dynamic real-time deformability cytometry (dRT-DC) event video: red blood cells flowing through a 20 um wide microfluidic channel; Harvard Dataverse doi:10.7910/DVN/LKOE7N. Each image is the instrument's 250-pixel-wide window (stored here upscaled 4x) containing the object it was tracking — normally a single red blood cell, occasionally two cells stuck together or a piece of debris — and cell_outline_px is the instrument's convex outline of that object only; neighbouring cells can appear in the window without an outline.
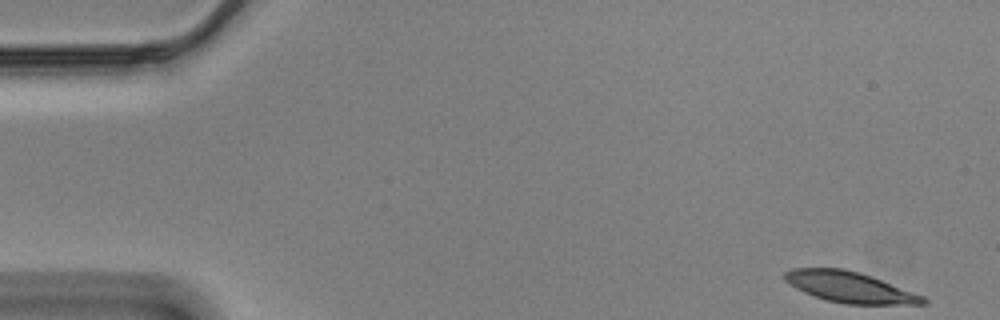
{"species": "Egyptian fruit bat (a non-hibernating species)", "species_latin": "Rousettus aegyptiacus", "temperature_condition": "cold", "stored_images_in_passage": 46, "camera_frame_rate_fps": 3000, "um_per_image_px": 0.085, "animal": {"sex": "male"}, "frame": {"image": 1, "passage_image": 1, "time_ms": 0.0, "image_size_px": [1000, 320], "cell_outline_px": [[928, 304], [844, 304], [824, 300], [812, 296], [796, 288], [784, 280], [784, 272], [792, 268], [840, 268], [872, 276], [924, 296], [928, 300]], "centroid_in_image_um": [72.22, 24.42], "position_along_channel_um": 12.8, "area_um2": 24.85}}
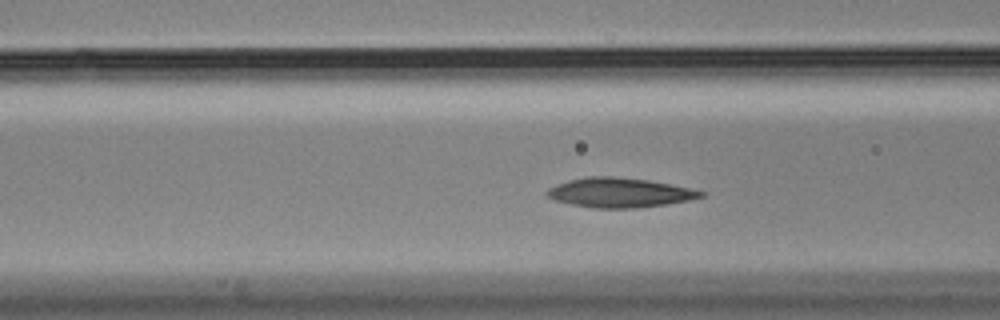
{"frame": {"image": 2, "passage_image": 20, "time_ms": 6.333, "image_size_px": [1000, 320], "cell_outline_px": [[708, 192], [704, 196], [688, 200], [664, 204], [632, 208], [592, 208], [572, 204], [556, 200], [548, 196], [544, 192], [548, 188], [556, 184], [568, 180], [588, 176], [612, 176], [648, 180], [672, 184]], "centroid_in_image_um": [52.66, 16.36], "position_along_channel_um": 113.9, "area_um2": 26.41}}
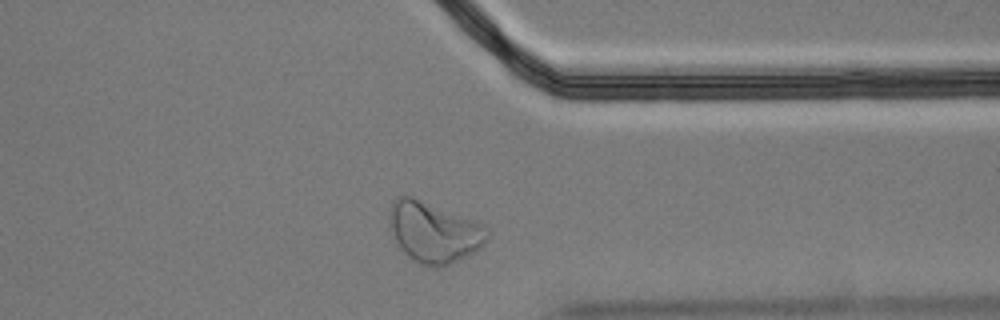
{"frame": {"image": 3, "passage_image": 43, "time_ms": 14.0, "image_size_px": [1000, 320], "cell_outline_px": [[488, 240], [480, 248], [448, 264], [436, 268], [432, 268], [420, 264], [408, 256], [400, 248], [388, 228], [388, 212], [392, 200], [396, 196], [412, 196], [484, 224], [488, 228]], "centroid_in_image_um": [36.83, 19.71], "position_along_channel_um": 374.6, "area_um2": 34.8}, "authors_computed_cell_mechanics": {"area_um2": 25.5765, "velocity_mm_per_s": 3.4461, "shape_relaxation_time_tau1_ms": 4.9765, "shape_relaxation_time_tau2_ms": 3.8381, "deformation_change_tau1": 0.1613, "deformation_change_tau2": 0.1028}}